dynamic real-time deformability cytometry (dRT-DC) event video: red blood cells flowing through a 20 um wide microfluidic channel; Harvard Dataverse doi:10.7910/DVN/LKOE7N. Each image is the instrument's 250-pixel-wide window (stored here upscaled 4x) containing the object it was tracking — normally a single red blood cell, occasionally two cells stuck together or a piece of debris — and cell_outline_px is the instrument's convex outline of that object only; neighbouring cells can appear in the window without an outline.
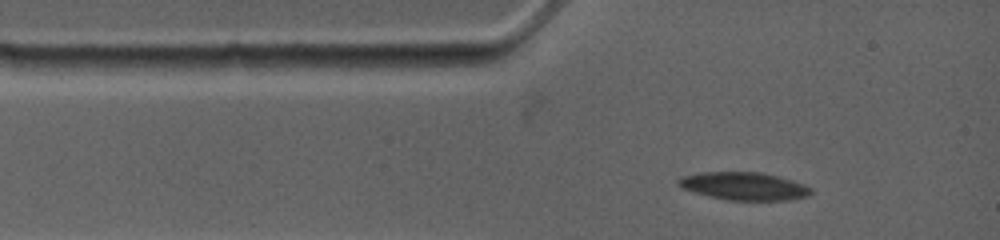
{"species": "common noctule bat (a hibernating species)", "species_latin": "Nyctalus noctula", "temperature_condition": "warm", "stored_images_in_passage": 2, "camera_frame_rate_fps": 4500, "um_per_image_px": 0.085, "animal": {"sex": "female", "body_mass_g": 19.0, "forearm_length_mm": 53.3}, "frame": {"image": 1, "passage_image": 1, "time_ms": 0.0, "image_size_px": [1000, 240], "cell_outline_px": [[812, 192], [808, 196], [788, 200], [728, 200], [680, 188], [676, 180], [684, 176], [700, 172], [760, 172], [792, 180], [804, 184], [812, 188]], "centroid_in_image_um": [63.26, 15.82], "position_along_channel_um": 21.7, "area_um2": 21.33}}
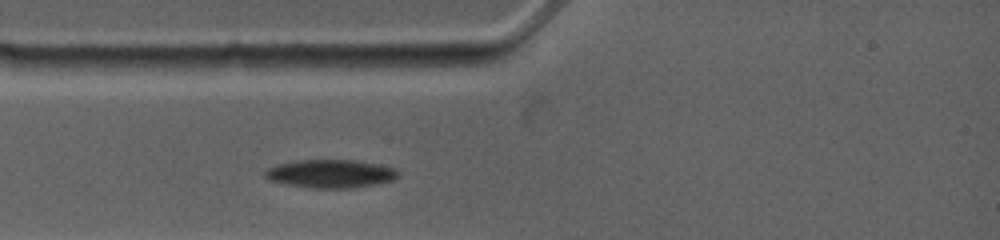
{"frame": {"image": 2, "passage_image": 2, "time_ms": 1.333, "image_size_px": [1000, 240], "cell_outline_px": [[400, 176], [392, 180], [352, 188], [308, 188], [288, 184], [272, 180], [264, 176], [264, 172], [268, 168], [276, 164], [296, 160], [356, 160], [396, 168], [400, 172]], "centroid_in_image_um": [28.1, 14.76], "position_along_channel_um": 56.9, "area_um2": 21.85}}